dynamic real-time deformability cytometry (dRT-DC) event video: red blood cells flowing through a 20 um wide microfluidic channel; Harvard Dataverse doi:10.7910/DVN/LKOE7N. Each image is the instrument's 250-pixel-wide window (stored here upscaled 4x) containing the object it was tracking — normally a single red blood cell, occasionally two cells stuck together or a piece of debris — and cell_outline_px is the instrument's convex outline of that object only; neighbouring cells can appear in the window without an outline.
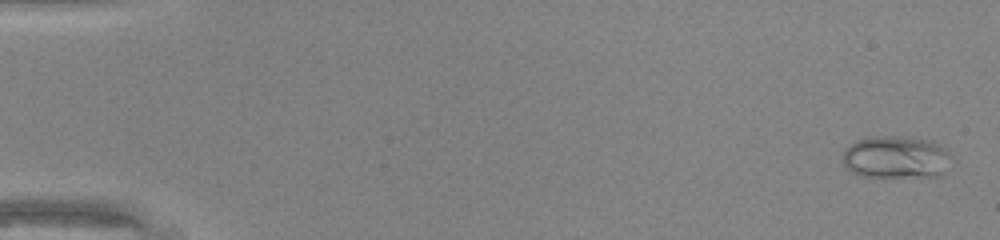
{"species": "common noctule bat (a hibernating species)", "species_latin": "Nyctalus noctula", "temperature_condition": "warm", "stored_images_in_passage": 49, "camera_frame_rate_fps": 3000, "um_per_image_px": 0.085, "animal": {"sex": "male", "body_mass_g": 20.0, "forearm_length_mm": 53.3}, "frame": {"image": 1, "passage_image": 2, "time_ms": 0.333, "image_size_px": [1000, 240], "cell_outline_px": [[952, 156], [944, 176], [860, 176], [852, 172], [844, 164], [844, 152], [856, 140], [872, 136], [900, 136], [932, 140], [940, 144]], "centroid_in_image_um": [76.22, 13.35], "position_along_channel_um": 8.8, "area_um2": 26.93}}
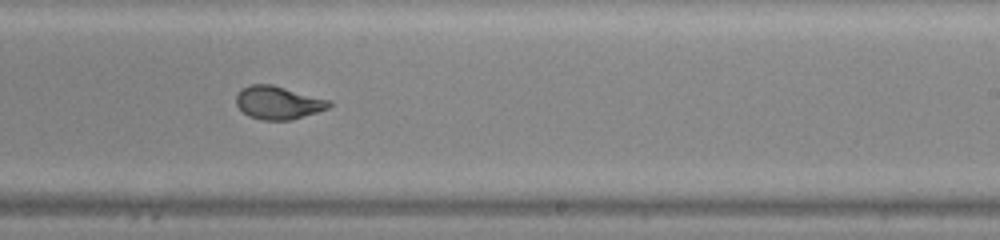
{"frame": {"image": 2, "passage_image": 31, "time_ms": 10.0, "image_size_px": [1000, 240], "cell_outline_px": [[332, 104], [328, 108], [292, 120], [264, 120], [248, 116], [236, 104], [236, 96], [248, 84], [272, 84], [332, 100]], "centroid_in_image_um": [23.67, 8.72], "position_along_channel_um": 265.3, "area_um2": 17.92}}
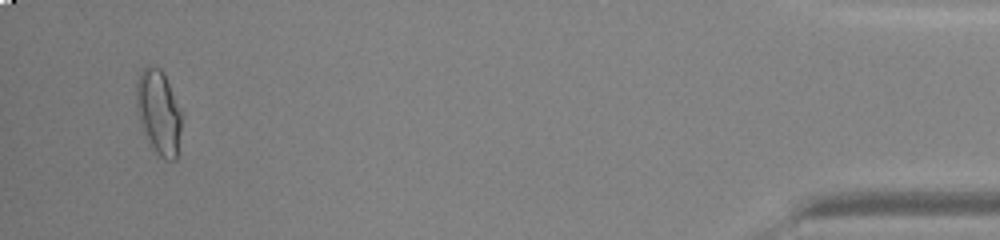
{"frame": {"image": 3, "passage_image": 47, "time_ms": 15.333, "image_size_px": [1000, 240], "cell_outline_px": [[184, 112], [176, 160], [168, 160], [160, 156], [156, 152], [144, 132], [140, 124], [136, 104], [136, 80], [140, 72], [144, 68], [160, 68], [164, 72]], "centroid_in_image_um": [13.53, 9.52], "position_along_channel_um": 421.7, "area_um2": 22.6}}